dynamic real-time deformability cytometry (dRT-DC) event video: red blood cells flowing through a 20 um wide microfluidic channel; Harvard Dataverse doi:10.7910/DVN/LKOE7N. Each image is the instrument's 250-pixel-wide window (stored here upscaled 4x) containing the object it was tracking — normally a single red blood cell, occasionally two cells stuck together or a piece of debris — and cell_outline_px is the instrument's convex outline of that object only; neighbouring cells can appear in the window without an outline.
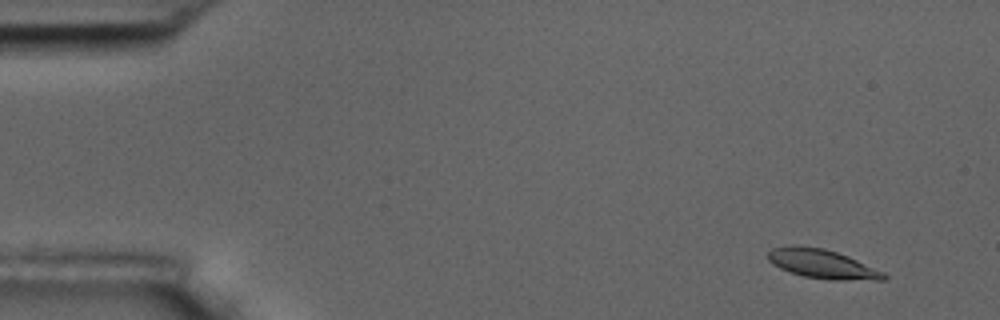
{"species": "common noctule bat (a hibernating species)", "species_latin": "Nyctalus noctula", "temperature_condition": "room temperature", "stored_images_in_passage": 5, "camera_frame_rate_fps": 3000, "um_per_image_px": 0.085, "animal": {"sex": "male", "body_mass_g": 17.5, "forearm_length_mm": 52.3}, "frame": {"image": 1, "passage_image": 1, "time_ms": 0.0, "image_size_px": [1000, 320], "cell_outline_px": [[888, 276], [884, 280], [828, 280], [804, 276], [780, 268], [772, 264], [768, 260], [768, 252], [772, 248], [792, 244], [796, 244], [824, 248], [848, 256], [884, 272]], "centroid_in_image_um": [69.88, 22.42], "position_along_channel_um": 15.1, "area_um2": 19.77}}
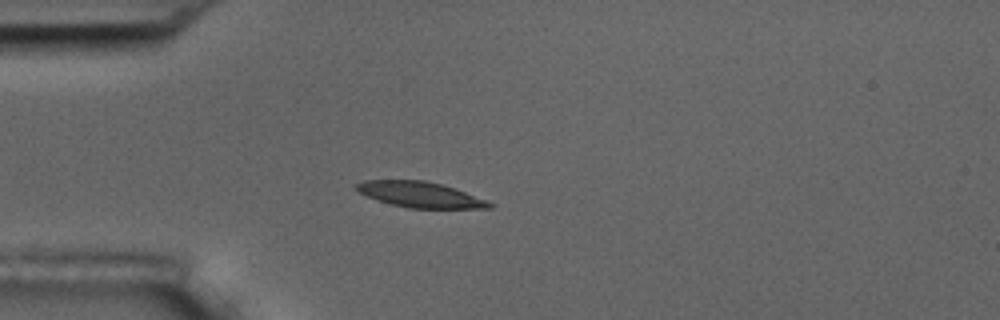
{"frame": {"image": 2, "passage_image": 4, "time_ms": 3.667, "image_size_px": [1000, 320], "cell_outline_px": [[496, 204], [492, 208], [408, 208], [376, 200], [360, 192], [352, 184], [364, 180], [424, 180], [456, 188]], "centroid_in_image_um": [35.72, 16.54], "position_along_channel_um": 49.3, "area_um2": 19.88}}